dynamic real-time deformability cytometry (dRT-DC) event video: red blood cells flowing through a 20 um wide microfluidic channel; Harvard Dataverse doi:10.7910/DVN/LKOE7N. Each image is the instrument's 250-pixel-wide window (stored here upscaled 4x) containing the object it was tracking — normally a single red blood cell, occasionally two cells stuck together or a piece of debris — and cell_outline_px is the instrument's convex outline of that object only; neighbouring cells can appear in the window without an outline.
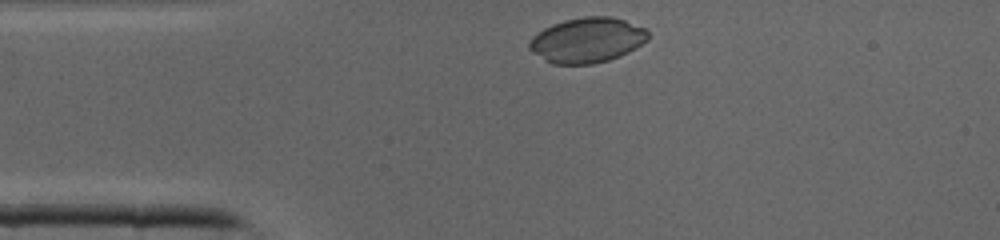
{"species": "common noctule bat (a hibernating species)", "species_latin": "Nyctalus noctula", "temperature_condition": "cold", "stored_images_in_passage": 25, "camera_frame_rate_fps": 3000, "um_per_image_px": 0.085, "animal": {"sex": "male", "body_mass_g": 19.0, "forearm_length_mm": 50.8}, "frame": {"image": 1, "passage_image": 1, "time_ms": 0.0, "image_size_px": [1000, 240], "cell_outline_px": [[648, 40], [636, 48], [620, 56], [608, 60], [592, 64], [552, 64], [544, 60], [532, 52], [528, 48], [528, 40], [536, 32], [552, 24], [564, 20], [584, 16], [612, 16], [624, 20], [644, 28], [648, 32]], "centroid_in_image_um": [49.87, 3.41], "position_along_channel_um": 35.1, "area_um2": 31.44}}
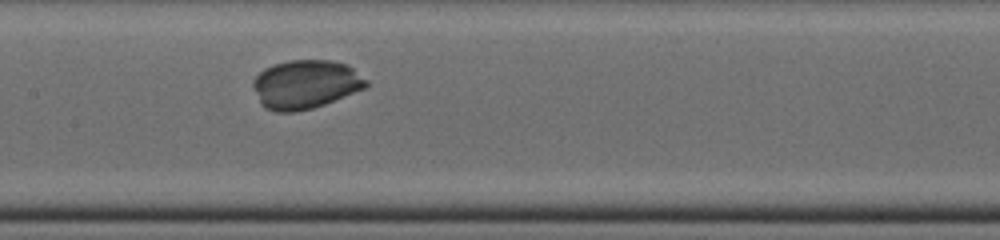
{"frame": {"image": 2, "passage_image": 12, "time_ms": 3.667, "image_size_px": [1000, 240], "cell_outline_px": [[368, 84], [364, 88], [324, 104], [312, 108], [296, 112], [276, 112], [264, 108], [260, 104], [252, 84], [256, 76], [264, 68], [272, 64], [288, 60], [332, 60], [348, 64], [368, 80]], "centroid_in_image_um": [25.95, 7.16], "position_along_channel_um": 181.4, "area_um2": 32.25}}
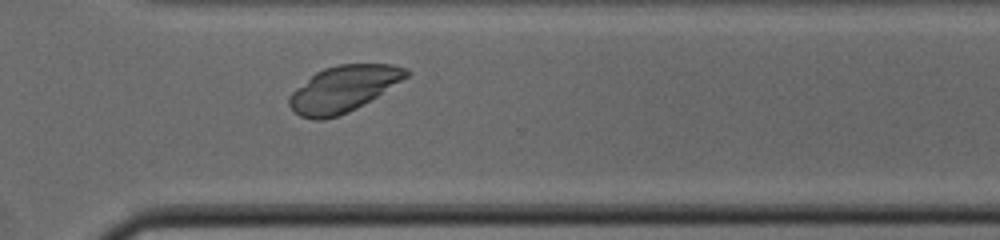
{"frame": {"image": 3, "passage_image": 22, "time_ms": 7.0, "image_size_px": [1000, 240], "cell_outline_px": [[412, 72], [408, 76], [376, 96], [356, 108], [348, 112], [324, 120], [316, 120], [300, 116], [288, 104], [288, 96], [296, 88], [316, 72], [324, 68], [336, 64], [392, 64], [408, 68]], "centroid_in_image_um": [29.18, 7.54], "position_along_channel_um": 341.4, "area_um2": 31.15}}